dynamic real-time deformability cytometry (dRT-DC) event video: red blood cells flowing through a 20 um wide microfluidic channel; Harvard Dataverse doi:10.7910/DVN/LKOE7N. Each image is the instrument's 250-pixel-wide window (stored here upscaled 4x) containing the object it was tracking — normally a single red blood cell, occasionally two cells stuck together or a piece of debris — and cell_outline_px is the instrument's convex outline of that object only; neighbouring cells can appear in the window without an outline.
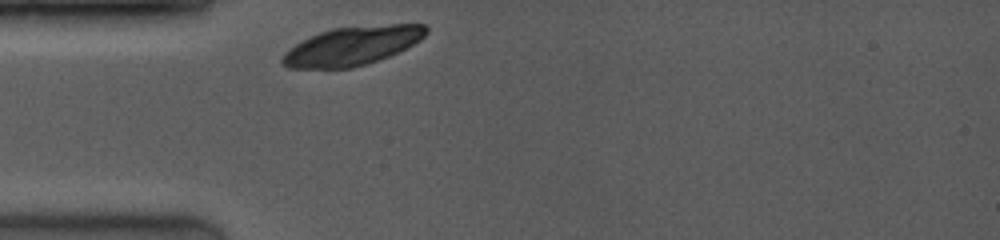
{"species": "common noctule bat (a hibernating species)", "species_latin": "Nyctalus noctula", "temperature_condition": "room temperature", "stored_images_in_passage": 28, "camera_frame_rate_fps": 4000, "um_per_image_px": 0.085, "animal": {"sex": "female", "body_mass_g": 19.0, "forearm_length_mm": 53.3}, "frame": {"image": 1, "passage_image": 1, "time_ms": 0.0, "image_size_px": [1000, 240], "cell_outline_px": [[428, 32], [420, 40], [388, 56], [352, 68], [288, 68], [280, 60], [296, 44], [320, 32], [332, 28], [392, 24], [424, 24], [428, 28]], "centroid_in_image_um": [29.97, 3.89], "position_along_channel_um": 55.0, "area_um2": 31.67}}
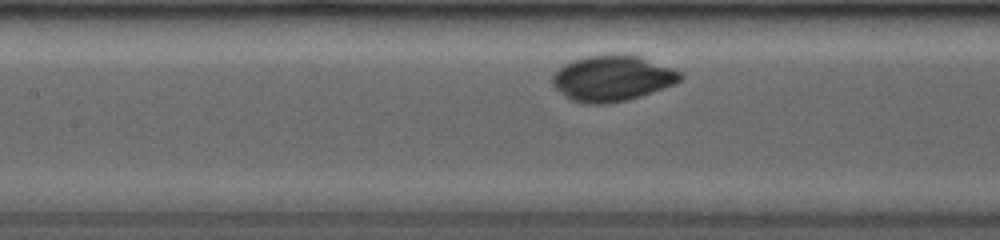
{"frame": {"image": 2, "passage_image": 12, "time_ms": 2.75, "image_size_px": [1000, 240], "cell_outline_px": [[684, 76], [680, 80], [672, 84], [652, 92], [628, 100], [608, 104], [584, 104], [572, 100], [556, 88], [552, 84], [552, 76], [560, 68], [576, 60], [588, 56], [608, 52], [624, 52], [640, 56], [672, 68], [680, 72]], "centroid_in_image_um": [52.06, 6.63], "position_along_channel_um": 155.3, "area_um2": 34.16}}
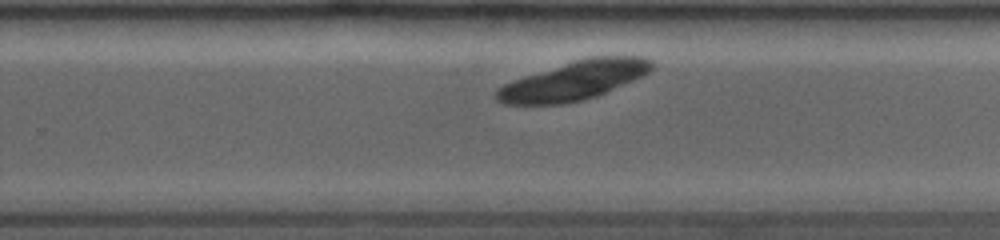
{"frame": {"image": 3, "passage_image": 25, "time_ms": 6.0, "image_size_px": [1000, 240], "cell_outline_px": [[652, 68], [648, 72], [632, 80], [596, 96], [584, 100], [564, 104], [504, 104], [496, 100], [496, 92], [504, 84], [576, 60], [592, 56], [640, 56], [652, 60]], "centroid_in_image_um": [48.82, 6.85], "position_along_channel_um": 281.0, "area_um2": 34.22}}